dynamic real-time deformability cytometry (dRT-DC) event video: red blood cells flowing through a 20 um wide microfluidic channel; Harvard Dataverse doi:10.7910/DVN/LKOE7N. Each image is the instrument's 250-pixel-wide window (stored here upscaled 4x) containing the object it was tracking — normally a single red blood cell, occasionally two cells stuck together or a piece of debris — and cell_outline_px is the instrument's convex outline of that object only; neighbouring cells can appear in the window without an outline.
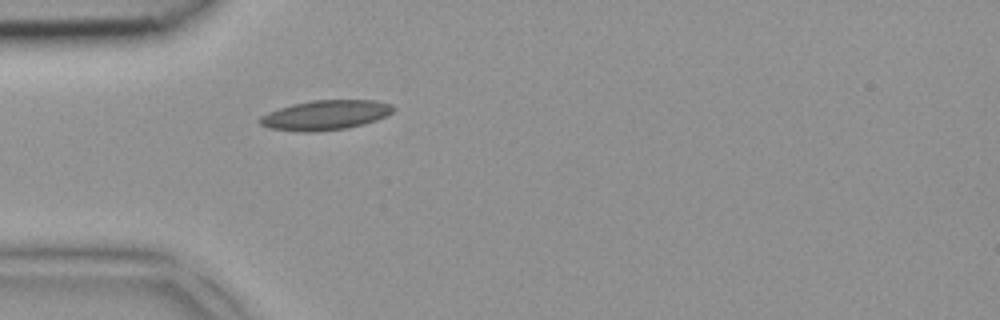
{"species": "common noctule bat (a hibernating species)", "species_latin": "Nyctalus noctula", "temperature_condition": "room temperature", "stored_images_in_passage": 1, "camera_frame_rate_fps": 3000, "um_per_image_px": 0.085, "animal": {"sex": "female", "body_mass_g": 18.4}, "frame": {"image": 1, "passage_image": 1, "time_ms": 0.0, "image_size_px": [1000, 320], "cell_outline_px": [[396, 108], [388, 116], [364, 124], [348, 128], [316, 132], [296, 132], [268, 128], [260, 124], [256, 120], [260, 116], [268, 112], [292, 104], [312, 100], [376, 100], [392, 104]], "centroid_in_image_um": [27.66, 9.79], "position_along_channel_um": 57.3, "area_um2": 23.52}}